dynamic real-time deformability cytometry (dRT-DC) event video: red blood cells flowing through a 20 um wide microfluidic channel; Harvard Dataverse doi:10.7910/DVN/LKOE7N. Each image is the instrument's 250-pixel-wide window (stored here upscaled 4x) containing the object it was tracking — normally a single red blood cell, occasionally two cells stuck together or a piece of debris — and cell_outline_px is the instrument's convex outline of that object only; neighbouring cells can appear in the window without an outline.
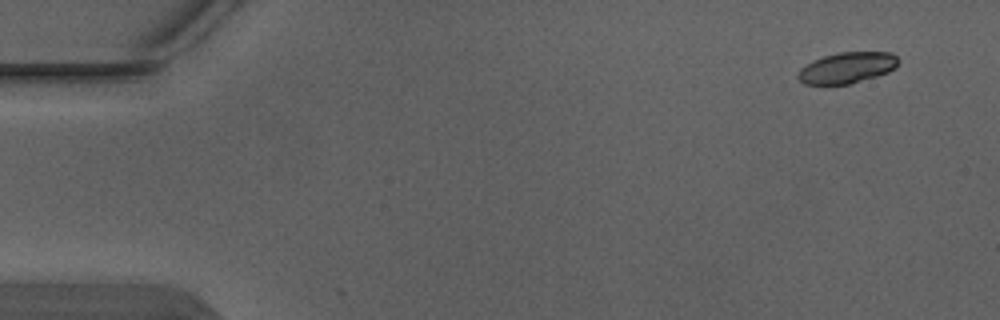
{"species": "Egyptian fruit bat (a non-hibernating species)", "species_latin": "Rousettus aegyptiacus", "temperature_condition": "warm", "stored_images_in_passage": 6, "camera_frame_rate_fps": 3000, "um_per_image_px": 0.085, "animal": {"sex": "male"}, "frame": {"image": 1, "passage_image": 1, "time_ms": 0.0, "image_size_px": [1000, 320], "cell_outline_px": [[896, 68], [888, 72], [876, 76], [848, 84], [804, 84], [796, 76], [800, 68], [812, 60], [836, 52], [892, 52], [896, 56]], "centroid_in_image_um": [71.96, 5.75], "position_along_channel_um": 13.0, "area_um2": 18.03}}
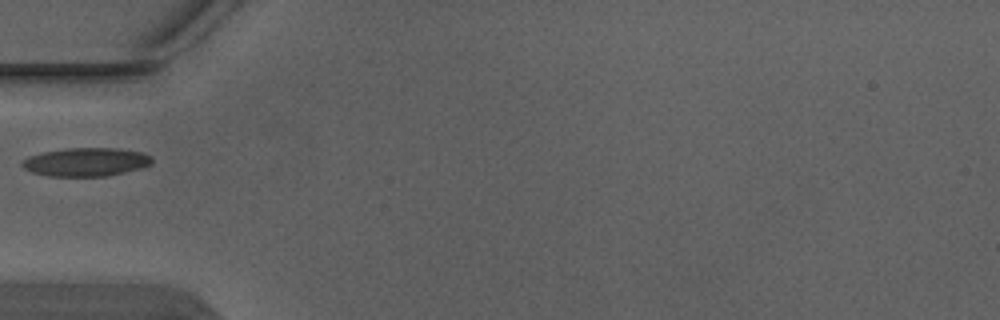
{"frame": {"image": 2, "passage_image": 5, "time_ms": 1.333, "image_size_px": [1000, 320], "cell_outline_px": [[152, 164], [144, 168], [108, 176], [48, 176], [32, 172], [24, 168], [20, 164], [28, 156], [44, 152], [68, 148], [116, 148], [140, 152], [152, 156]], "centroid_in_image_um": [7.35, 13.77], "position_along_channel_um": 77.7, "area_um2": 21.62}}
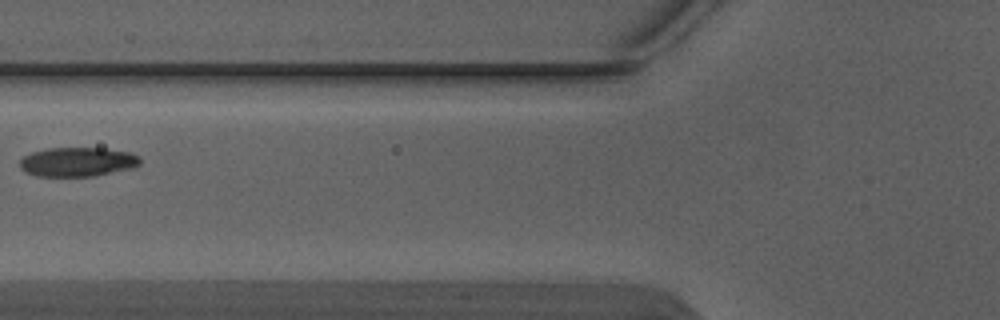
{"frame": {"image": 3, "passage_image": 6, "time_ms": 1.667, "image_size_px": [1000, 320], "cell_outline_px": [[140, 164], [136, 168], [96, 176], [36, 176], [24, 172], [20, 168], [20, 160], [24, 156], [32, 152], [48, 148], [104, 148], [132, 152], [140, 156]], "centroid_in_image_um": [6.64, 13.76], "position_along_channel_um": 119.2, "area_um2": 20.87}}